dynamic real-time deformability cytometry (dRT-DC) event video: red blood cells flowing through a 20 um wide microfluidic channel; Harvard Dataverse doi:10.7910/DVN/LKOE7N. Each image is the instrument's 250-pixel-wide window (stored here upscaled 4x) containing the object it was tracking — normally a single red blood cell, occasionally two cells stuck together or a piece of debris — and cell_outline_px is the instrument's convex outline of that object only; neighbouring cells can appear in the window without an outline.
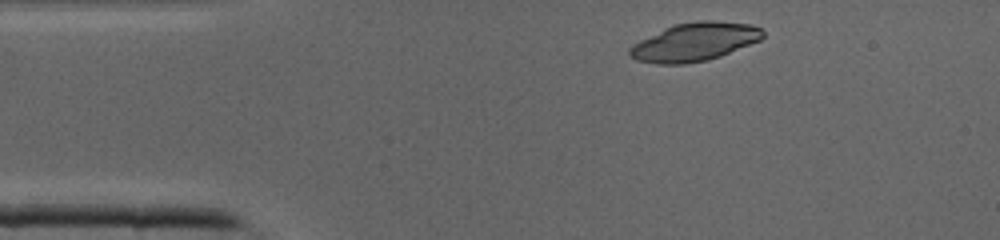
{"species": "common noctule bat (a hibernating species)", "species_latin": "Nyctalus noctula", "temperature_condition": "cold", "stored_images_in_passage": 35, "camera_frame_rate_fps": 3000, "um_per_image_px": 0.085, "animal": {"sex": "male", "body_mass_g": 19.0, "forearm_length_mm": 50.8}, "frame": {"image": 1, "passage_image": 1, "time_ms": 0.0, "image_size_px": [1000, 240], "cell_outline_px": [[764, 36], [760, 40], [720, 56], [704, 60], [684, 64], [660, 64], [636, 60], [628, 52], [628, 48], [640, 40], [672, 24], [700, 20], [712, 20], [752, 24], [760, 28], [764, 32]], "centroid_in_image_um": [59.04, 3.55], "position_along_channel_um": 26.0, "area_um2": 29.59}}